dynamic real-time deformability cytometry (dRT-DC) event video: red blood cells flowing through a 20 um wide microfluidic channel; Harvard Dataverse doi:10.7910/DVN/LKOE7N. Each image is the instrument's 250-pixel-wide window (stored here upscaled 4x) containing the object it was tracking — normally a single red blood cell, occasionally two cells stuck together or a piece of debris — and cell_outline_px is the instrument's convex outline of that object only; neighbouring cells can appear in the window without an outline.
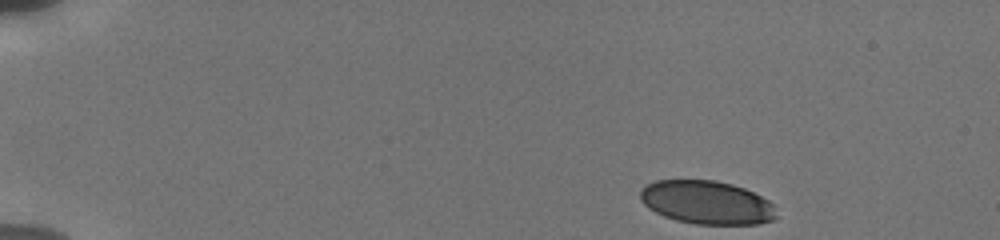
{"species": "human", "species_latin": "Homo sapiens", "temperature_condition": "cold", "stored_images_in_passage": 48, "camera_frame_rate_fps": 3000, "um_per_image_px": 0.085, "donor": {"sex": "male"}, "frame": {"image": 1, "passage_image": 1, "time_ms": 0.0, "image_size_px": [1000, 240], "cell_outline_px": [[776, 216], [772, 220], [760, 224], [696, 224], [676, 220], [664, 216], [648, 208], [640, 200], [640, 192], [644, 184], [656, 180], [716, 180], [732, 184], [744, 188], [768, 200], [772, 204]], "centroid_in_image_um": [60.03, 17.2], "position_along_channel_um": 25.0, "area_um2": 34.45}}
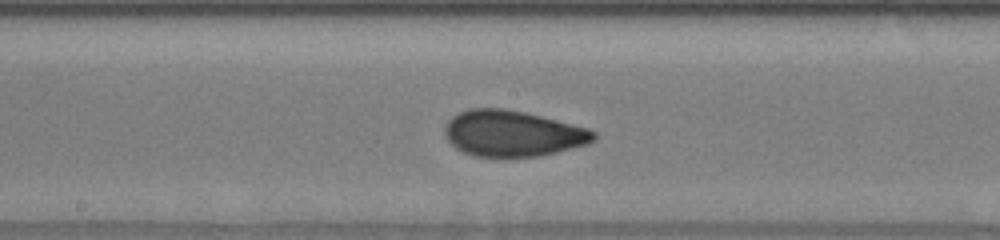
{"frame": {"image": 2, "passage_image": 24, "time_ms": 7.667, "image_size_px": [1000, 240], "cell_outline_px": [[596, 140], [588, 144], [540, 156], [472, 156], [456, 148], [444, 136], [444, 128], [448, 120], [452, 116], [460, 112], [472, 108], [504, 108], [524, 112], [588, 128], [596, 132]], "centroid_in_image_um": [43.57, 11.34], "position_along_channel_um": 204.6, "area_um2": 39.77}}
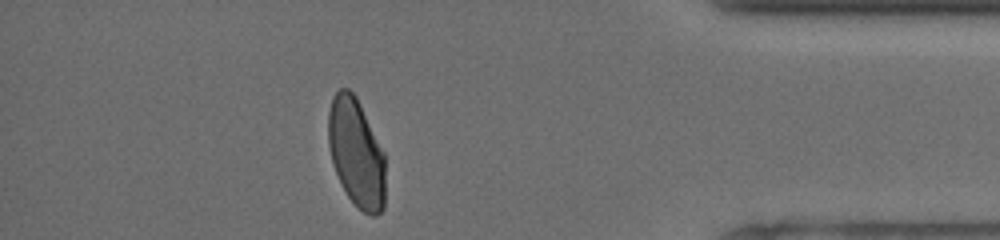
{"frame": {"image": 3, "passage_image": 42, "time_ms": 13.667, "image_size_px": [1000, 240], "cell_outline_px": [[384, 208], [376, 216], [372, 216], [356, 208], [348, 196], [336, 172], [332, 160], [328, 144], [328, 112], [332, 96], [340, 88], [348, 88], [356, 96], [384, 152]], "centroid_in_image_um": [30.27, 12.99], "position_along_channel_um": 404.9, "area_um2": 36.01}, "authors_computed_cell_mechanics": {"area_um2": 38.1769, "velocity_mm_per_s": 3.8311, "shape_relaxation_time_tau1_ms": null, "shape_relaxation_time_tau2_ms": 0.7009, "deformation_change_tau1": null, "deformation_change_tau2": 0.05}}